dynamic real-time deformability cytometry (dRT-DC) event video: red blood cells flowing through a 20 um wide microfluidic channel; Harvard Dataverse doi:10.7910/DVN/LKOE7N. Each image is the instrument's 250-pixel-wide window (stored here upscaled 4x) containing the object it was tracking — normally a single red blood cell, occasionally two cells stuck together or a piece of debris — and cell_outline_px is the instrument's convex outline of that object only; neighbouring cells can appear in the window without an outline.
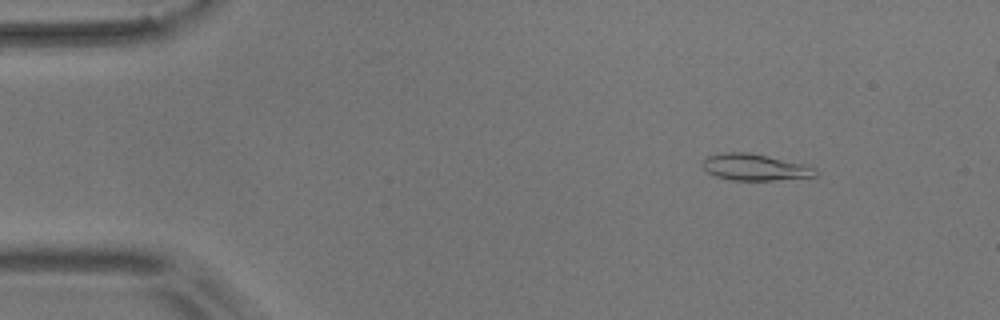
{"species": "common noctule bat (a hibernating species)", "species_latin": "Nyctalus noctula", "temperature_condition": "room temperature", "stored_images_in_passage": 4, "camera_frame_rate_fps": 3000, "um_per_image_px": 0.085, "animal": {"sex": "male", "body_mass_g": 17.9}, "frame": {"image": 1, "passage_image": 1, "time_ms": 0.0, "image_size_px": [1000, 320], "cell_outline_px": [[820, 172], [816, 176], [772, 180], [732, 180], [716, 176], [708, 172], [700, 164], [708, 156], [724, 152], [748, 152], [804, 164], [816, 168]], "centroid_in_image_um": [64.17, 14.21], "position_along_channel_um": 20.8, "area_um2": 17.34}}